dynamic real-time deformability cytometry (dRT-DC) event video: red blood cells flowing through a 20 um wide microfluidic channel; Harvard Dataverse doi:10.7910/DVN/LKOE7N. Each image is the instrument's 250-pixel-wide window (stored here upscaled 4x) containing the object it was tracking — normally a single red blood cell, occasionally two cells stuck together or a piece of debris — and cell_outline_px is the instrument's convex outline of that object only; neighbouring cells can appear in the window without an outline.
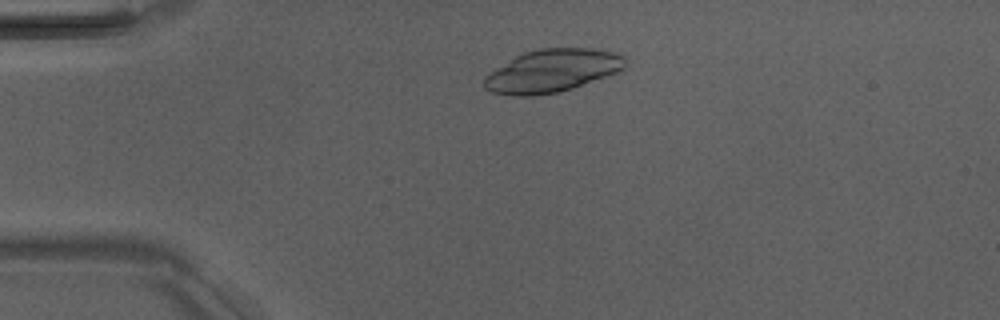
{"species": "Egyptian fruit bat (a non-hibernating species)", "species_latin": "Rousettus aegyptiacus", "temperature_condition": "room temperature", "stored_images_in_passage": 4, "camera_frame_rate_fps": 3000, "um_per_image_px": 0.085, "animal": {"sex": "male"}, "frame": {"image": 1, "passage_image": 3, "time_ms": 2.333, "image_size_px": [1000, 320], "cell_outline_px": [[624, 68], [608, 76], [572, 88], [556, 92], [532, 96], [516, 96], [492, 92], [484, 88], [484, 76], [516, 56], [524, 52], [540, 48], [592, 48], [612, 52], [624, 56]], "centroid_in_image_um": [46.92, 6.02], "position_along_channel_um": 38.1, "area_um2": 34.85}}